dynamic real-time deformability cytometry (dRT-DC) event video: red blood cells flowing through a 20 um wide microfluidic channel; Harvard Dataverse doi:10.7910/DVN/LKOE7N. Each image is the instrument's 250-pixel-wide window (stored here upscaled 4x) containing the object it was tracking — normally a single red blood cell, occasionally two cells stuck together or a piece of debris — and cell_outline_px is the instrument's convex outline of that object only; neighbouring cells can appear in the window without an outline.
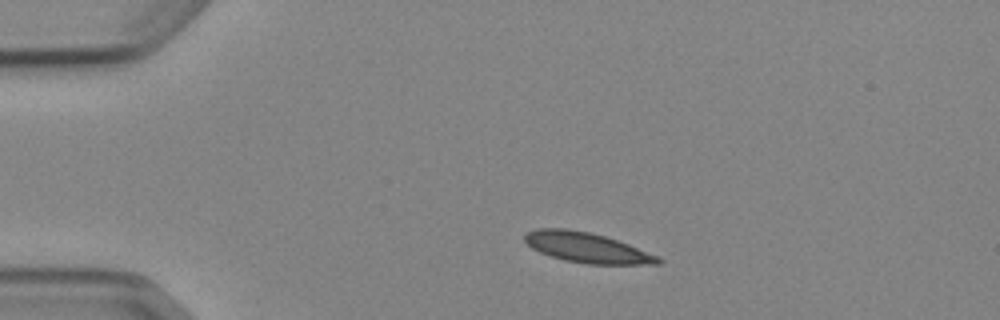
{"species": "Egyptian fruit bat (a non-hibernating species)", "species_latin": "Rousettus aegyptiacus", "temperature_condition": "cold", "stored_images_in_passage": 5, "camera_frame_rate_fps": 3000, "um_per_image_px": 0.085, "animal": {"sex": "female"}, "frame": {"image": 1, "passage_image": 2, "time_ms": 1.333, "image_size_px": [1000, 320], "cell_outline_px": [[664, 260], [660, 264], [588, 264], [564, 260], [540, 252], [532, 248], [524, 240], [524, 236], [528, 232], [536, 228], [568, 228], [592, 232], [628, 244], [660, 256]], "centroid_in_image_um": [49.91, 21.04], "position_along_channel_um": 35.1, "area_um2": 23.47}}
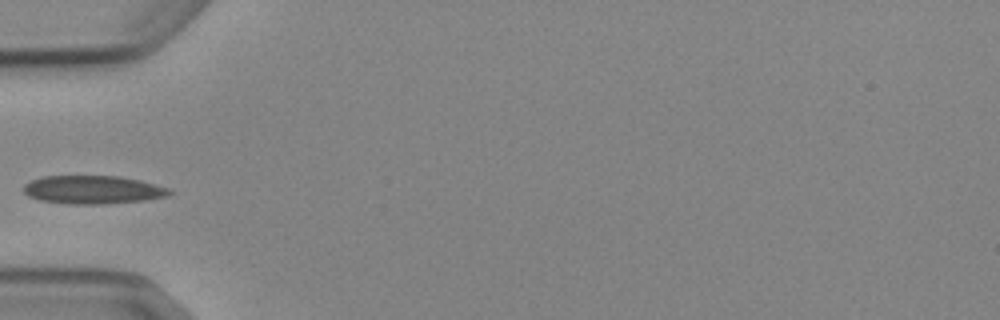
{"frame": {"image": 2, "passage_image": 4, "time_ms": 3.667, "image_size_px": [1000, 320], "cell_outline_px": [[172, 192], [168, 196], [144, 200], [104, 204], [68, 204], [40, 200], [28, 196], [24, 192], [24, 184], [40, 176], [120, 176], [140, 180], [168, 188]], "centroid_in_image_um": [7.87, 16.12], "position_along_channel_um": 77.1, "area_um2": 24.04}}
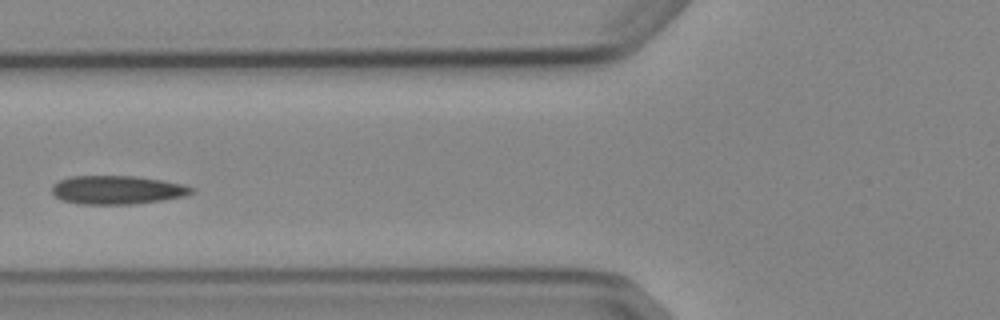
{"frame": {"image": 3, "passage_image": 5, "time_ms": 4.667, "image_size_px": [1000, 320], "cell_outline_px": [[196, 192], [184, 196], [160, 200], [132, 204], [80, 204], [64, 200], [56, 196], [52, 192], [52, 184], [68, 176], [136, 176], [164, 180], [184, 184], [196, 188]], "centroid_in_image_um": [10.0, 16.13], "position_along_channel_um": 115.8, "area_um2": 23.35}}